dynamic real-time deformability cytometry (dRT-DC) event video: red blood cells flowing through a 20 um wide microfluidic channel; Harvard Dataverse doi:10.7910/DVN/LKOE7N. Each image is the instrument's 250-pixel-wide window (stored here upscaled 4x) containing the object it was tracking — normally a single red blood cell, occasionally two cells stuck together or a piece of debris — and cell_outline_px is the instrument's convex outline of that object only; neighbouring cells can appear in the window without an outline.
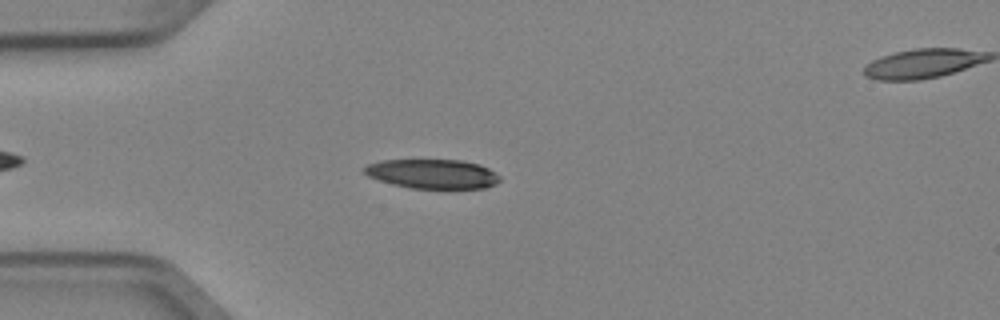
{"species": "Egyptian fruit bat (a non-hibernating species)", "species_latin": "Rousettus aegyptiacus", "temperature_condition": "cold", "stored_images_in_passage": 5, "segment_of_instrument_passage": [1, 2], "camera_frame_rate_fps": 3000, "um_per_image_px": 0.085, "animal": {"sex": "female"}, "frame": {"image": 1, "passage_image": 4, "time_ms": 1.0, "image_size_px": [1000, 320], "cell_outline_px": [[500, 180], [496, 184], [484, 188], [452, 192], [448, 192], [408, 188], [392, 184], [368, 176], [364, 172], [364, 168], [368, 164], [380, 160], [460, 160], [480, 164], [488, 168], [500, 176]], "centroid_in_image_um": [36.83, 14.84], "position_along_channel_um": 48.2, "area_um2": 24.28}}